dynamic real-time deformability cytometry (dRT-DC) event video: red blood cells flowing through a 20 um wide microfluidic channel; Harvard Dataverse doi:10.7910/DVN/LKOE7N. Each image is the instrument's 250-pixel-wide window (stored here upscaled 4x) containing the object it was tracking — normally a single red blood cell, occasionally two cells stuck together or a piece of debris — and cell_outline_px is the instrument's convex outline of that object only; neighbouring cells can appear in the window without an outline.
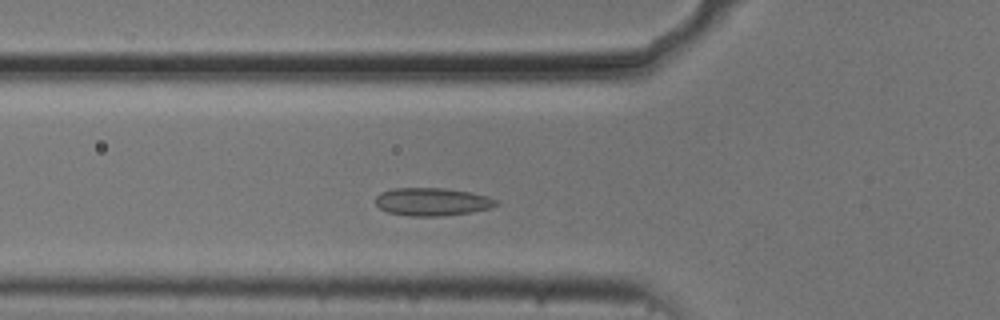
{"species": "common noctule bat (a hibernating species)", "species_latin": "Nyctalus noctula", "temperature_condition": "cold", "stored_images_in_passage": 47, "camera_frame_rate_fps": 3000, "um_per_image_px": 0.085, "animal": {"sex": "male", "body_mass_g": 20.5, "forearm_length_mm": 52.5}, "frame": {"image": 1, "passage_image": 11, "time_ms": 3.333, "image_size_px": [1000, 320], "cell_outline_px": [[500, 204], [492, 208], [468, 212], [440, 216], [408, 216], [388, 212], [380, 208], [376, 204], [376, 196], [380, 192], [396, 188], [444, 188], [472, 192], [488, 196], [496, 200]], "centroid_in_image_um": [36.75, 17.14], "position_along_channel_um": 89.1, "area_um2": 19.65}}
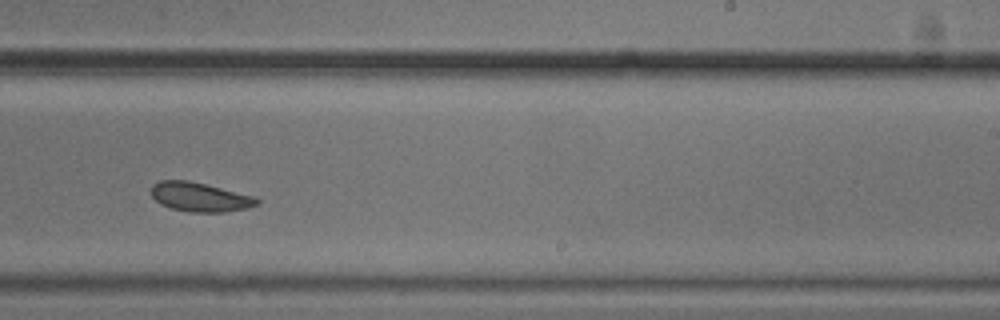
{"frame": {"image": 2, "passage_image": 26, "time_ms": 8.333, "image_size_px": [1000, 320], "cell_outline_px": [[260, 204], [248, 208], [224, 212], [192, 212], [172, 208], [160, 204], [152, 196], [152, 184], [160, 180], [188, 180], [256, 196], [260, 200]], "centroid_in_image_um": [17.03, 16.74], "position_along_channel_um": 272.0, "area_um2": 18.03}}
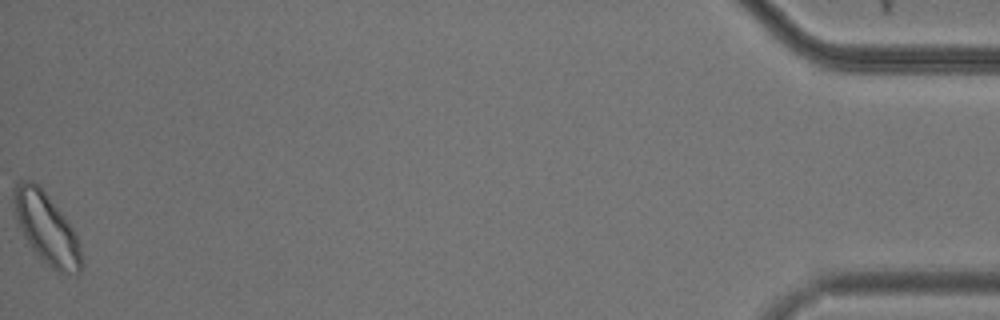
{"frame": {"image": 3, "passage_image": 47, "time_ms": 15.333, "image_size_px": [1000, 320], "cell_outline_px": [[84, 264], [80, 272], [76, 276], [56, 272], [32, 248], [24, 236], [16, 220], [12, 196], [12, 192], [16, 180], [32, 180], [48, 196], [64, 216], [76, 232], [80, 244]], "centroid_in_image_um": [3.98, 19.43], "position_along_channel_um": 431.2, "area_um2": 28.15}}